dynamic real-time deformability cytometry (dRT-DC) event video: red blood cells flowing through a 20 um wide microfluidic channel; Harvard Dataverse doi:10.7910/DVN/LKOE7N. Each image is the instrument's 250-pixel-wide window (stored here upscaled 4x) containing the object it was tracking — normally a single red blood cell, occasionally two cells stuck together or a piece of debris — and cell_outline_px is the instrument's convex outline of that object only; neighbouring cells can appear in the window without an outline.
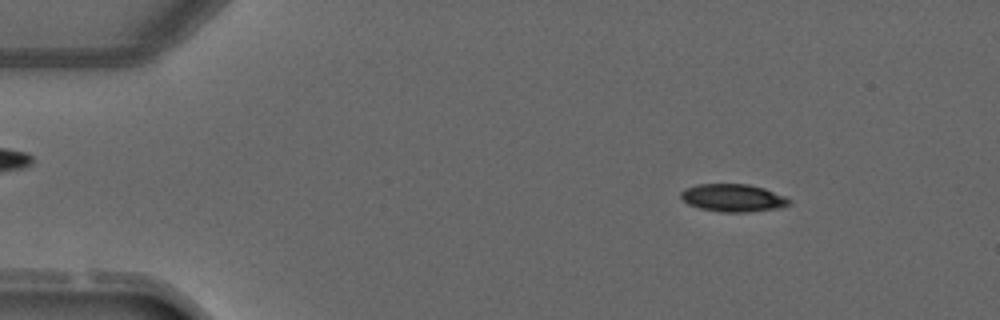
{"species": "common noctule bat (a hibernating species)", "species_latin": "Nyctalus noctula", "temperature_condition": "warm", "stored_images_in_passage": 2, "camera_frame_rate_fps": 3000, "um_per_image_px": 0.085, "animal": {"sex": "male", "forearm_length_mm": 52.5}, "frame": {"image": 1, "passage_image": 1, "time_ms": 0.0, "image_size_px": [1000, 320], "cell_outline_px": [[792, 204], [780, 208], [748, 212], [720, 212], [700, 208], [688, 204], [680, 196], [680, 192], [696, 184], [748, 184], [764, 188], [788, 196], [792, 200]], "centroid_in_image_um": [62.38, 16.82], "position_along_channel_um": 22.6, "area_um2": 17.69}}